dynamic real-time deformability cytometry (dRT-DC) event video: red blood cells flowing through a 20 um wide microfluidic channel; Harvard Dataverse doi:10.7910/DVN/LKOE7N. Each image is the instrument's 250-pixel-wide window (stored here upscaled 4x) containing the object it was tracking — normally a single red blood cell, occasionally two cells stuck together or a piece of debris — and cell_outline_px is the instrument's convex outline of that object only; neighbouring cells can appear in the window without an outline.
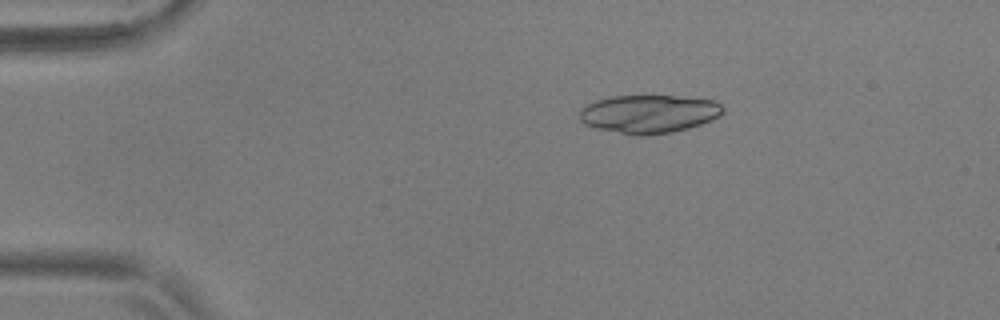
{"species": "common noctule bat (a hibernating species)", "species_latin": "Nyctalus noctula", "temperature_condition": "warm", "stored_images_in_passage": 24, "camera_frame_rate_fps": 3000, "um_per_image_px": 0.085, "animal": {"sex": "male", "body_mass_g": 17.9, "forearm_length_mm": 54.2}, "frame": {"image": 1, "passage_image": 10, "time_ms": 3.0, "image_size_px": [1000, 320], "cell_outline_px": [[724, 112], [720, 116], [712, 120], [688, 128], [672, 132], [644, 136], [632, 136], [596, 128], [584, 124], [580, 120], [580, 112], [588, 104], [596, 100], [608, 96], [688, 96], [716, 100], [724, 108]], "centroid_in_image_um": [55.19, 9.68], "position_along_channel_um": 29.8, "area_um2": 32.37}}